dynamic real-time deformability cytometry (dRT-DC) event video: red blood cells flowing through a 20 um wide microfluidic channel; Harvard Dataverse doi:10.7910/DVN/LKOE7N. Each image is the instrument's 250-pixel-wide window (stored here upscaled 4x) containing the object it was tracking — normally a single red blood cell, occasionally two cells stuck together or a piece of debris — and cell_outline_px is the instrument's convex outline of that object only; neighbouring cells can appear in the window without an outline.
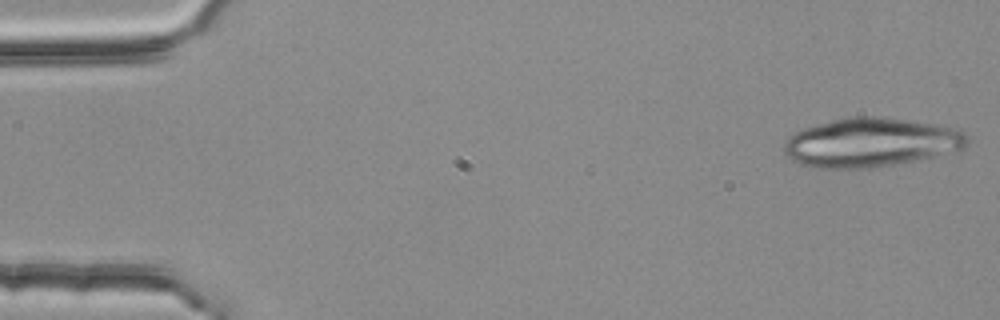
{"species": "common noctule bat (a hibernating species)", "species_latin": "Nyctalus noctula", "temperature_condition": "room temperature", "stored_images_in_passage": 5, "camera_frame_rate_fps": 3000, "um_per_image_px": 0.085, "animal": {"sex": "female", "body_mass_g": 25.1}, "frame": {"image": 1, "passage_image": 1, "time_ms": 0.0, "image_size_px": [1000, 320], "cell_outline_px": [[968, 144], [964, 148], [932, 156], [892, 164], [868, 168], [812, 168], [792, 160], [784, 152], [784, 144], [796, 132], [804, 128], [832, 120], [848, 116], [876, 116], [908, 120], [936, 124], [956, 128], [964, 132], [968, 136]], "centroid_in_image_um": [74.02, 12.1], "position_along_channel_um": 11.0, "area_um2": 51.85}}